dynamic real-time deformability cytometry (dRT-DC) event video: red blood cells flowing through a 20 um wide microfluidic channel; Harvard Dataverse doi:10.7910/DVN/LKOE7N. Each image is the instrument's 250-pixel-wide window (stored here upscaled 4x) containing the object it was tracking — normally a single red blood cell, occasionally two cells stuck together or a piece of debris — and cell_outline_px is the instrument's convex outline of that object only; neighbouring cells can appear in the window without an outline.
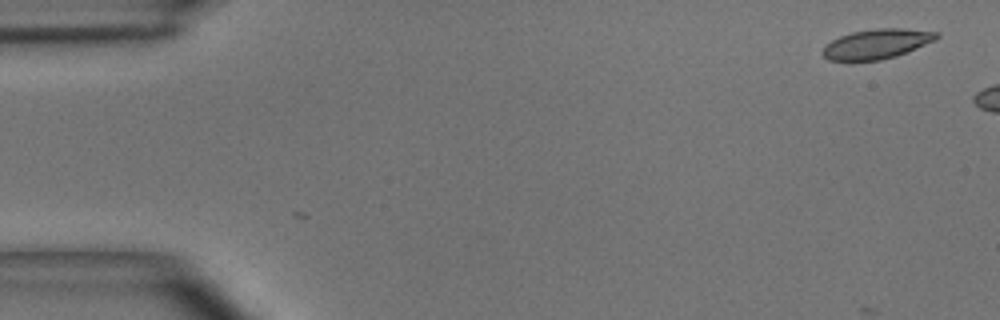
{"species": "common noctule bat (a hibernating species)", "species_latin": "Nyctalus noctula", "temperature_condition": "room temperature", "stored_images_in_passage": 2, "camera_frame_rate_fps": 3000, "um_per_image_px": 0.085, "animal": {"sex": "male", "body_mass_g": 15.6}, "frame": {"image": 1, "passage_image": 2, "time_ms": 0.333, "image_size_px": [1000, 320], "cell_outline_px": [[940, 36], [936, 40], [896, 56], [880, 60], [828, 60], [820, 52], [832, 40], [840, 36], [852, 32], [876, 28], [904, 28], [940, 32]], "centroid_in_image_um": [74.56, 3.72], "position_along_channel_um": 10.4, "area_um2": 19.65}}